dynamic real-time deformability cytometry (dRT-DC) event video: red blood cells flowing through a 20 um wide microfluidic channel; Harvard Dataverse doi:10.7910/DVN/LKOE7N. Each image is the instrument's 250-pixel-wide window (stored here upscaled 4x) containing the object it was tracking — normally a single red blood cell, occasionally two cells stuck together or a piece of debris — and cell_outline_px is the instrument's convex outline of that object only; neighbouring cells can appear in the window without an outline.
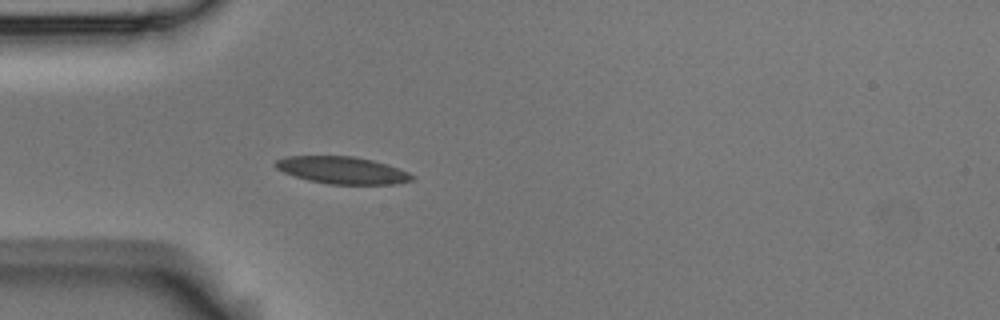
{"species": "Egyptian fruit bat (a non-hibernating species)", "species_latin": "Rousettus aegyptiacus", "temperature_condition": "room temperature", "stored_images_in_passage": 4, "camera_frame_rate_fps": 3000, "um_per_image_px": 0.085, "animal": {"sex": "male"}, "frame": {"image": 1, "passage_image": 4, "time_ms": 1.0, "image_size_px": [1000, 320], "cell_outline_px": [[416, 180], [396, 184], [328, 184], [308, 180], [284, 172], [276, 168], [272, 164], [276, 160], [284, 156], [356, 156], [388, 164], [400, 168], [416, 176]], "centroid_in_image_um": [29.14, 14.46], "position_along_channel_um": 55.9, "area_um2": 21.91}}